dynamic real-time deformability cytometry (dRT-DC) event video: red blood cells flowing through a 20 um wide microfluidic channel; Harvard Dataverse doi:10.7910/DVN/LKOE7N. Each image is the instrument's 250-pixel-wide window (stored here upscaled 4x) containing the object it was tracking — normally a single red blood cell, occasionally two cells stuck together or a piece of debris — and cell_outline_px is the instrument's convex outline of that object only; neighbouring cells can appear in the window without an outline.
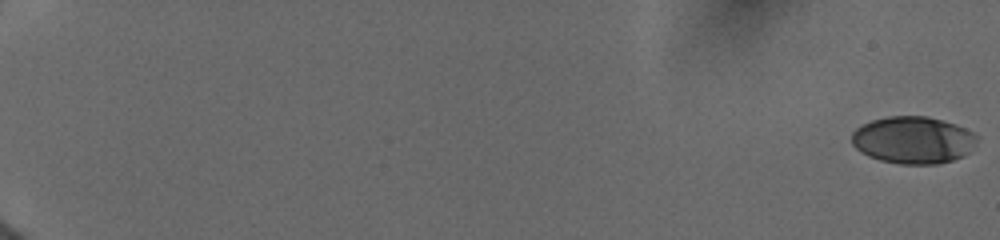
{"species": "human", "species_latin": "Homo sapiens", "temperature_condition": "cold", "stored_images_in_passage": 77, "camera_frame_rate_fps": 3000, "um_per_image_px": 0.085, "donor": {"sex": "female"}, "frame": {"image": 1, "passage_image": 1, "time_ms": 0.0, "image_size_px": [1000, 240], "cell_outline_px": [[980, 136], [976, 144], [964, 156], [952, 160], [936, 164], [900, 164], [880, 160], [868, 156], [860, 152], [852, 144], [852, 132], [856, 128], [872, 120], [888, 116], [928, 116], [956, 124]], "centroid_in_image_um": [77.63, 11.9], "position_along_channel_um": 7.4, "area_um2": 34.62}}
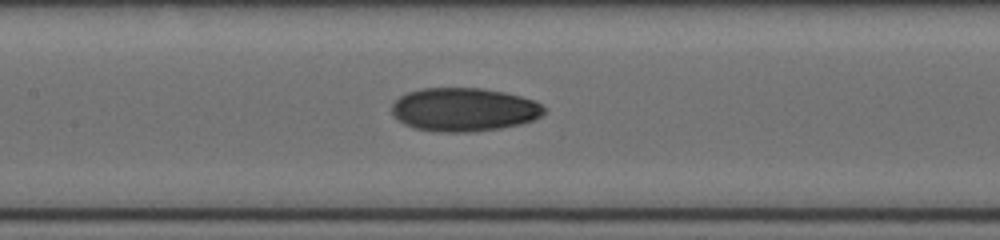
{"frame": {"image": 2, "passage_image": 42, "time_ms": 10.0, "image_size_px": [1000, 240], "cell_outline_px": [[544, 112], [540, 116], [532, 120], [520, 124], [500, 128], [468, 132], [436, 132], [412, 128], [404, 124], [392, 112], [392, 104], [400, 96], [408, 92], [424, 88], [484, 88], [504, 92], [536, 100], [544, 108]], "centroid_in_image_um": [39.43, 9.31], "position_along_channel_um": 168.0, "area_um2": 38.55}}
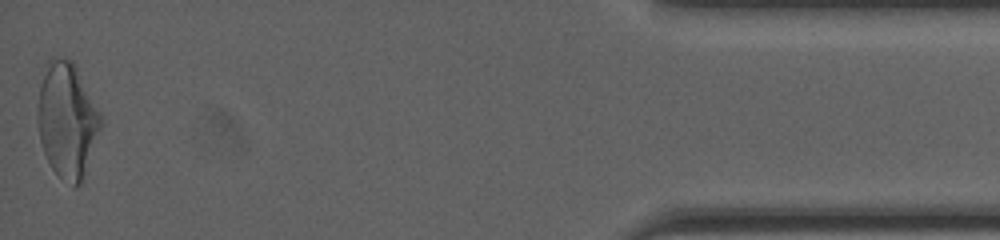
{"frame": {"image": 3, "passage_image": 77, "time_ms": 18.333, "image_size_px": [1000, 240], "cell_outline_px": [[104, 124], [80, 184], [76, 188], [72, 188], [52, 168], [44, 152], [40, 140], [36, 116], [36, 112], [40, 84], [44, 64], [52, 56], [72, 60], [76, 64], [100, 112]], "centroid_in_image_um": [5.71, 10.17], "position_along_channel_um": 429.5, "area_um2": 43.12}, "authors_computed_cell_mechanics": {"area_um2": 37.0498, "velocity_mm_per_s": 3.9562, "shape_relaxation_time_tau1_ms": 5.999, "shape_relaxation_time_tau2_ms": 2.1047, "deformation_change_tau1": 0.2065, "deformation_change_tau2": 0.0717}}